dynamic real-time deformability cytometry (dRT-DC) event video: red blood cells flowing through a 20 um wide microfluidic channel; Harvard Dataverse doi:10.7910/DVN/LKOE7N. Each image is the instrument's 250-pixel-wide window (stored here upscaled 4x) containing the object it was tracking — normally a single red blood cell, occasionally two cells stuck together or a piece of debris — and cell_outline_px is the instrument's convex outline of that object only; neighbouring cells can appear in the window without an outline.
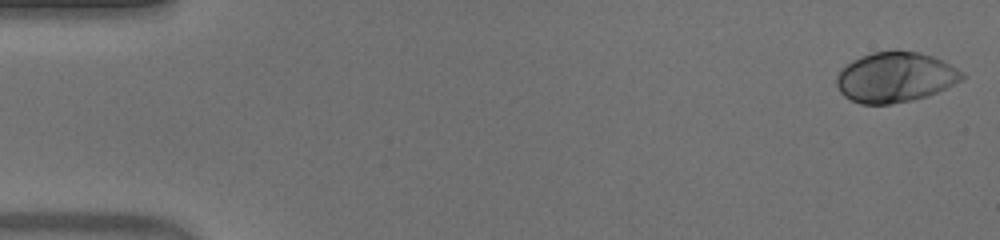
{"species": "human", "species_latin": "Homo sapiens", "temperature_condition": "warm", "stored_images_in_passage": 52, "camera_frame_rate_fps": 3000, "um_per_image_px": 0.085, "donor": {"sex": "male"}, "frame": {"image": 1, "passage_image": 1, "time_ms": 0.0, "image_size_px": [1000, 240], "cell_outline_px": [[964, 76], [960, 80], [928, 96], [912, 100], [892, 104], [860, 104], [844, 96], [840, 92], [836, 84], [836, 76], [852, 60], [860, 56], [872, 52], [920, 52], [944, 60], [964, 72]], "centroid_in_image_um": [76.09, 6.57], "position_along_channel_um": 8.9, "area_um2": 36.36}}
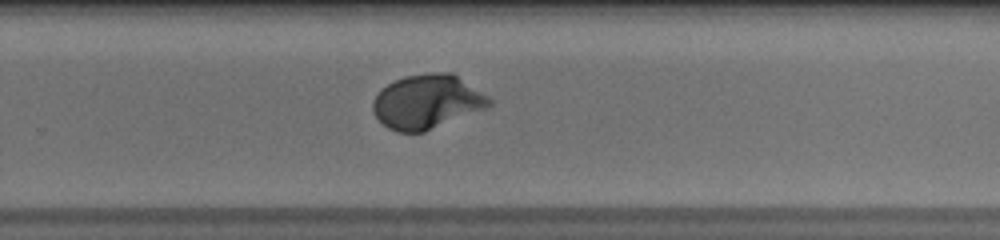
{"frame": {"image": 2, "passage_image": 34, "time_ms": 11.0, "image_size_px": [1000, 240], "cell_outline_px": [[492, 104], [484, 108], [424, 132], [396, 132], [388, 128], [376, 116], [372, 108], [372, 100], [380, 88], [404, 76], [432, 72], [452, 72], [488, 96], [492, 100]], "centroid_in_image_um": [36.26, 8.63], "position_along_channel_um": 293.5, "area_um2": 36.47}}
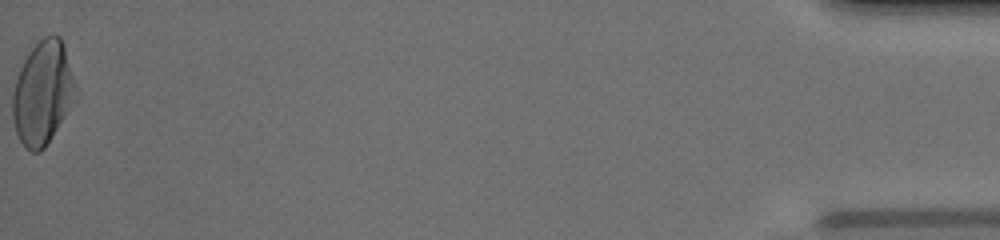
{"frame": {"image": 3, "passage_image": 52, "time_ms": 17.0, "image_size_px": [1000, 240], "cell_outline_px": [[80, 96], [44, 148], [40, 152], [32, 152], [20, 140], [16, 132], [12, 120], [12, 92], [16, 76], [28, 52], [44, 36], [52, 32], [60, 36], [80, 92]], "centroid_in_image_um": [3.67, 7.88], "position_along_channel_um": 431.5, "area_um2": 38.84}, "authors_computed_cell_mechanics": {"area_um2": 35.258, "velocity_mm_per_s": 3.9479, "shape_relaxation_time_tau1_ms": 2.9174, "shape_relaxation_time_tau2_ms": null, "deformation_change_tau1": 0.1834, "deformation_change_tau2": null}}